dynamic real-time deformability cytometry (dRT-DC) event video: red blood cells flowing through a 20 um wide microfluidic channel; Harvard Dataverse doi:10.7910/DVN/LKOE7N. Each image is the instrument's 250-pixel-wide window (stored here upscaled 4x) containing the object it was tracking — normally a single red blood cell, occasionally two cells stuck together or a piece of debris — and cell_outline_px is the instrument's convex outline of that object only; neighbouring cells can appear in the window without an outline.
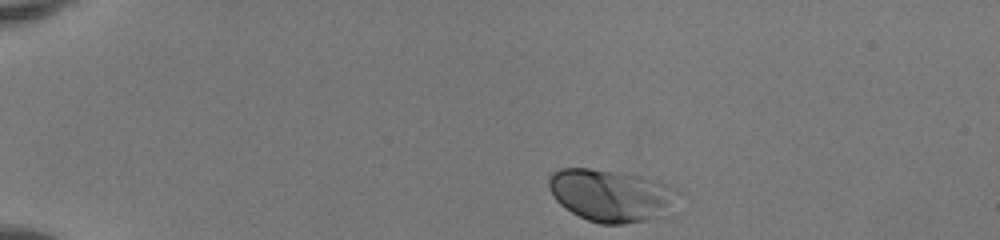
{"species": "human", "species_latin": "Homo sapiens", "temperature_condition": "room temperature", "stored_images_in_passage": 41, "camera_frame_rate_fps": 3000, "um_per_image_px": 0.085, "donor": {"sex": "female"}, "frame": {"image": 1, "passage_image": 1, "time_ms": 0.0, "image_size_px": [1000, 240], "cell_outline_px": [[680, 192], [676, 216], [624, 224], [600, 224], [588, 220], [572, 212], [560, 204], [552, 196], [548, 188], [548, 176], [552, 172], [560, 168], [588, 168], [640, 176], [676, 188]], "centroid_in_image_um": [52.05, 16.65], "position_along_channel_um": 32.9, "area_um2": 40.46}}
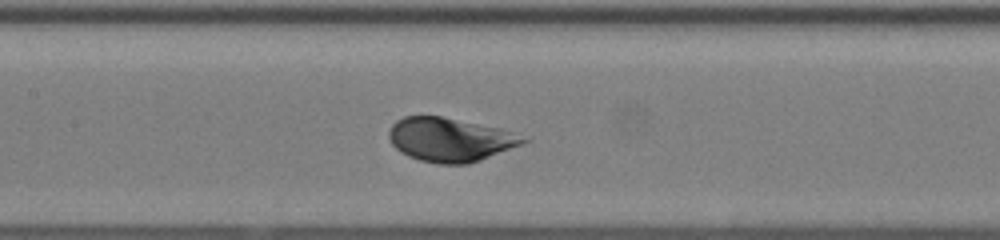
{"frame": {"image": 2, "passage_image": 17, "time_ms": 5.333, "image_size_px": [1000, 240], "cell_outline_px": [[532, 140], [480, 160], [468, 164], [436, 164], [420, 160], [408, 156], [400, 152], [392, 144], [388, 136], [388, 132], [392, 124], [396, 120], [404, 116], [440, 116], [500, 128]], "centroid_in_image_um": [38.22, 11.87], "position_along_channel_um": 169.2, "area_um2": 34.16}}
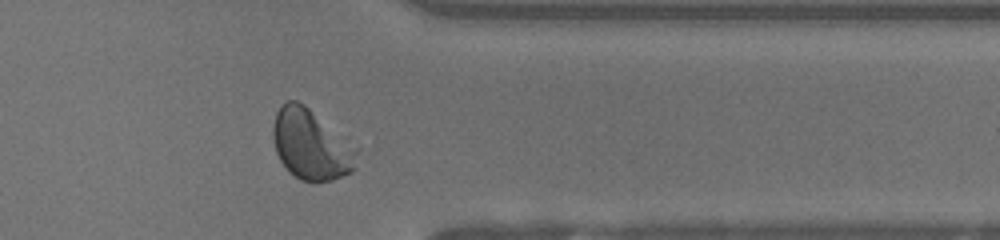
{"frame": {"image": 3, "passage_image": 33, "time_ms": 10.667, "image_size_px": [1000, 240], "cell_outline_px": [[360, 148], [352, 172], [332, 180], [316, 184], [300, 180], [288, 172], [280, 160], [276, 152], [272, 136], [272, 124], [276, 112], [280, 104], [288, 100], [296, 100], [304, 104]], "centroid_in_image_um": [26.44, 12.3], "position_along_channel_um": 385.0, "area_um2": 35.2}, "authors_computed_cell_mechanics": {"area_um2": 34.4488, "velocity_mm_per_s": 4.1116, "shape_relaxation_time_tau1_ms": 1.7808, "shape_relaxation_time_tau2_ms": null, "deformation_change_tau1": 0.1173, "deformation_change_tau2": null}}